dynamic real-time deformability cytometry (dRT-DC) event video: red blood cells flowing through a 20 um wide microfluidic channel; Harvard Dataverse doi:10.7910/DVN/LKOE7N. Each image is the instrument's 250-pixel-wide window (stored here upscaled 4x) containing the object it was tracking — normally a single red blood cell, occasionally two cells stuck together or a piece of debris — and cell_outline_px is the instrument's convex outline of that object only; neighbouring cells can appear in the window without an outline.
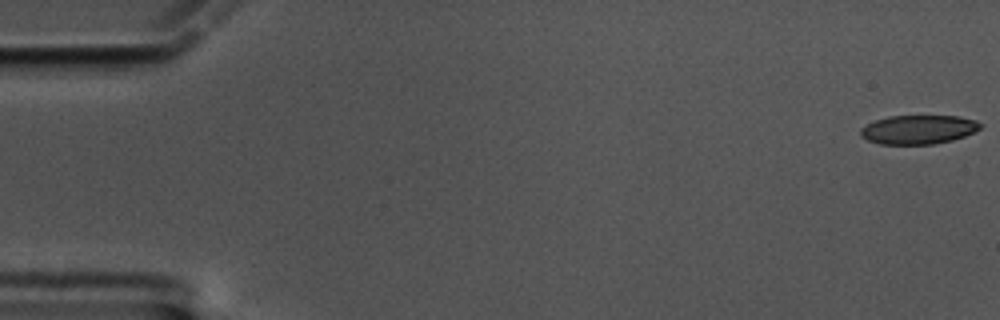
{"species": "common noctule bat (a hibernating species)", "species_latin": "Nyctalus noctula", "temperature_condition": "cold", "stored_images_in_passage": 60, "camera_frame_rate_fps": 3000, "um_per_image_px": 0.085, "animal": {"sex": "male", "body_mass_g": 17.5, "forearm_length_mm": 52.3}, "frame": {"image": 1, "passage_image": 1, "time_ms": 0.0, "image_size_px": [1000, 320], "cell_outline_px": [[984, 124], [980, 128], [964, 136], [952, 140], [932, 144], [880, 144], [868, 140], [860, 136], [860, 128], [876, 120], [888, 116], [956, 116], [976, 120]], "centroid_in_image_um": [78.06, 11.01], "position_along_channel_um": 6.9, "area_um2": 20.11}}
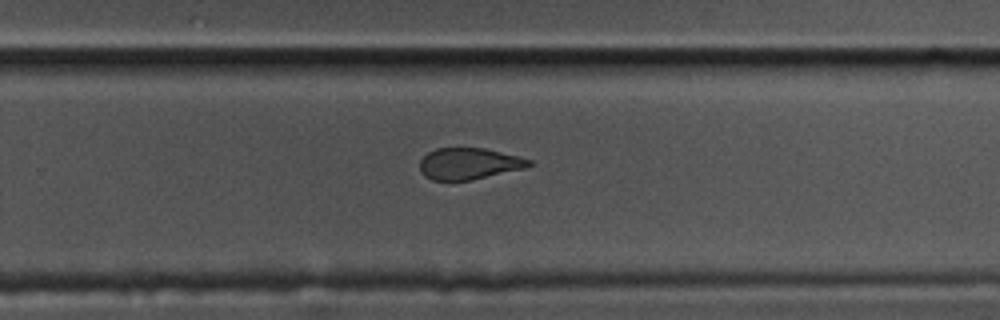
{"frame": {"image": 2, "passage_image": 39, "time_ms": 12.667, "image_size_px": [1000, 320], "cell_outline_px": [[536, 164], [524, 168], [472, 180], [432, 180], [424, 176], [420, 172], [420, 160], [428, 152], [436, 148], [484, 148], [520, 156], [532, 160]], "centroid_in_image_um": [39.88, 13.91], "position_along_channel_um": 289.9, "area_um2": 20.17}}
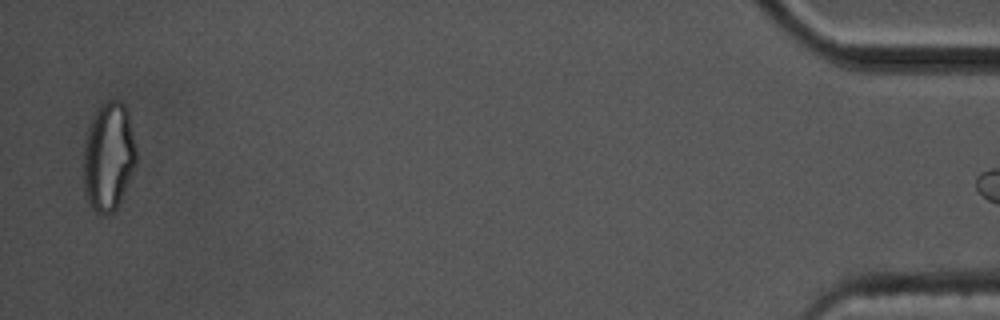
{"frame": {"image": 3, "passage_image": 59, "time_ms": 19.333, "image_size_px": [1000, 320], "cell_outline_px": [[136, 164], [120, 200], [116, 208], [112, 212], [96, 212], [92, 208], [84, 192], [84, 140], [88, 128], [100, 104], [104, 100], [120, 100], [128, 108], [136, 148]], "centroid_in_image_um": [9.23, 13.24], "position_along_channel_um": 426.0, "area_um2": 33.29}}